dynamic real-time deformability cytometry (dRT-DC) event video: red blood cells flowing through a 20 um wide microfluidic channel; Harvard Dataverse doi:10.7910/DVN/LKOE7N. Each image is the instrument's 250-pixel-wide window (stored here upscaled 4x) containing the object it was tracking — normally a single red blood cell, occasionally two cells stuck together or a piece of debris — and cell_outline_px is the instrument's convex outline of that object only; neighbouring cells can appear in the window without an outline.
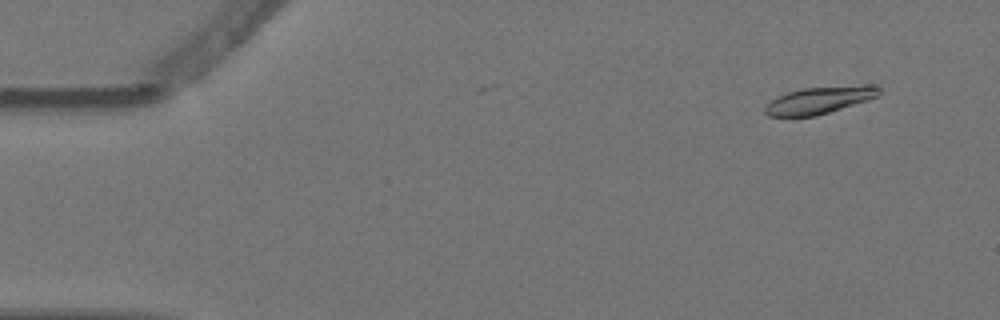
{"species": "Egyptian fruit bat (a non-hibernating species)", "species_latin": "Rousettus aegyptiacus", "temperature_condition": "warm", "stored_images_in_passage": 4, "camera_frame_rate_fps": 3000, "um_per_image_px": 0.085, "animal": {"sex": "female"}, "frame": {"image": 1, "passage_image": 2, "time_ms": 0.333, "image_size_px": [1000, 320], "cell_outline_px": [[880, 92], [876, 96], [868, 100], [816, 116], [768, 116], [764, 112], [764, 108], [772, 100], [788, 92], [804, 88], [868, 84], [876, 84], [880, 88]], "centroid_in_image_um": [69.7, 8.5], "position_along_channel_um": 15.3, "area_um2": 17.86}}